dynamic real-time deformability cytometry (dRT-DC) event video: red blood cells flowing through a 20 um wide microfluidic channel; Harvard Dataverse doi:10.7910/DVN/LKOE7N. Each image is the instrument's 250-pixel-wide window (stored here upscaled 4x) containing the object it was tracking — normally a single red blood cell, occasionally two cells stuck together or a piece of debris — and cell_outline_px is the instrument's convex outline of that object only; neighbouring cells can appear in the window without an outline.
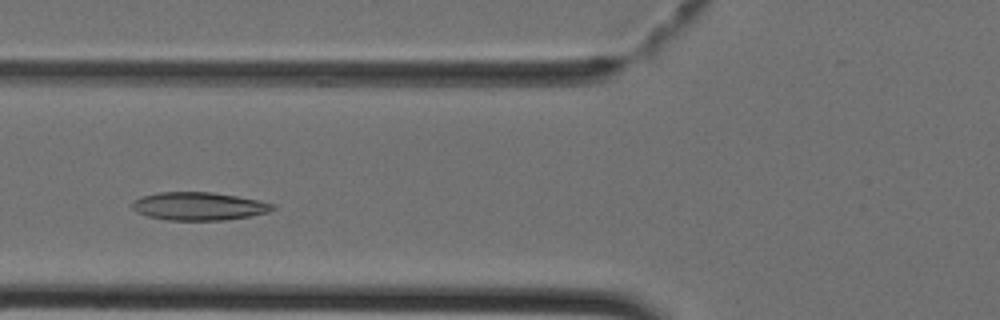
{"species": "Egyptian fruit bat (a non-hibernating species)", "species_latin": "Rousettus aegyptiacus", "temperature_condition": "cold", "stored_images_in_passage": 32, "camera_frame_rate_fps": 3000, "um_per_image_px": 0.085, "animal": {"sex": "female"}, "frame": {"image": 1, "passage_image": 5, "time_ms": 1.333, "image_size_px": [1000, 320], "cell_outline_px": [[276, 208], [268, 212], [248, 216], [224, 220], [168, 220], [148, 216], [136, 212], [132, 208], [132, 200], [140, 196], [160, 192], [212, 192], [236, 196], [276, 204]], "centroid_in_image_um": [16.86, 17.52], "position_along_channel_um": 108.9, "area_um2": 22.95}}
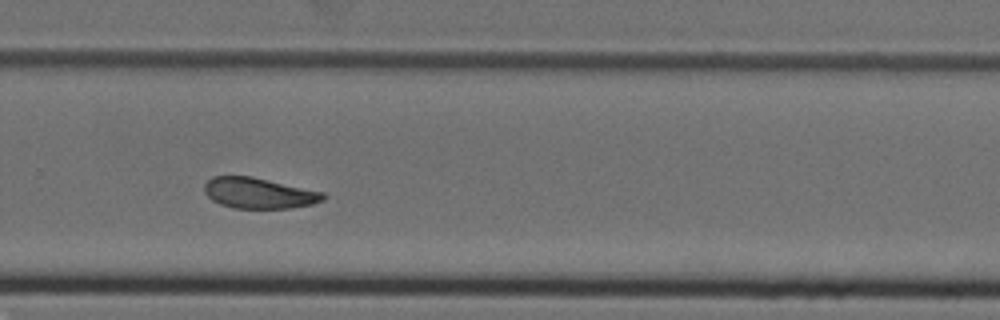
{"frame": {"image": 2, "passage_image": 18, "time_ms": 5.667, "image_size_px": [1000, 320], "cell_outline_px": [[328, 196], [324, 200], [312, 204], [288, 208], [232, 208], [220, 204], [212, 200], [204, 192], [204, 184], [212, 176], [252, 176], [324, 192]], "centroid_in_image_um": [22.01, 16.41], "position_along_channel_um": 307.8, "area_um2": 21.39}}
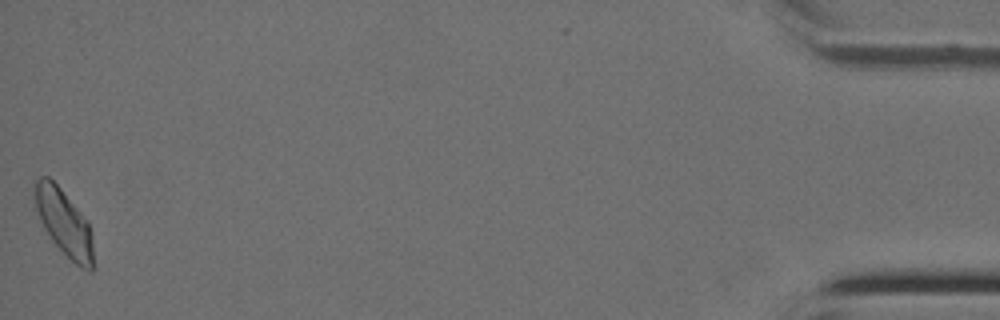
{"frame": {"image": 3, "passage_image": 32, "time_ms": 10.333, "image_size_px": [1000, 320], "cell_outline_px": [[92, 272], [88, 272], [80, 268], [52, 240], [44, 228], [40, 220], [36, 208], [36, 180], [40, 176], [48, 176], [60, 188], [88, 220], [92, 236]], "centroid_in_image_um": [5.47, 18.94], "position_along_channel_um": 429.7, "area_um2": 22.08}}